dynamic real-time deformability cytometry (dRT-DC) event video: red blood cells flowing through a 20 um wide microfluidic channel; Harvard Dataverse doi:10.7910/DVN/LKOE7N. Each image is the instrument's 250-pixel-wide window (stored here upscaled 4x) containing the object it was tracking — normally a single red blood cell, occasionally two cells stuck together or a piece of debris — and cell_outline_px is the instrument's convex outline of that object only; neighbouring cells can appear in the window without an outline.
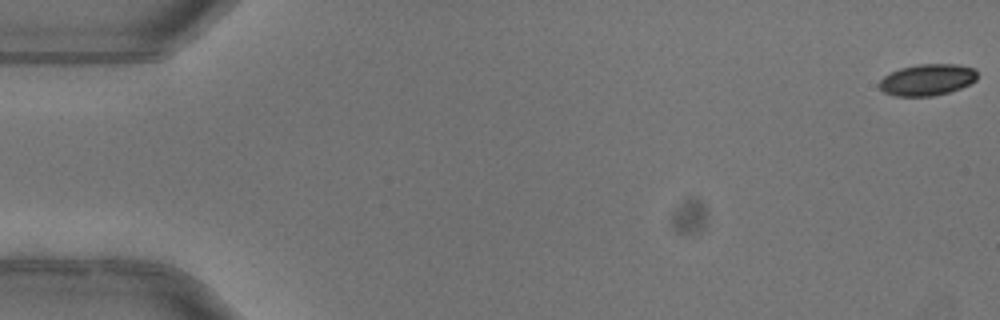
{"species": "common noctule bat (a hibernating species)", "species_latin": "Nyctalus noctula", "temperature_condition": "warm", "stored_images_in_passage": 5, "camera_frame_rate_fps": 3000, "um_per_image_px": 0.085, "animal": {"sex": "female"}, "frame": {"image": 1, "passage_image": 1, "time_ms": 0.0, "image_size_px": [1000, 320], "cell_outline_px": [[976, 80], [960, 88], [948, 92], [932, 96], [896, 96], [884, 92], [880, 88], [880, 80], [884, 76], [900, 68], [916, 64], [956, 64], [976, 68]], "centroid_in_image_um": [78.82, 6.77], "position_along_channel_um": 6.2, "area_um2": 17.86}}
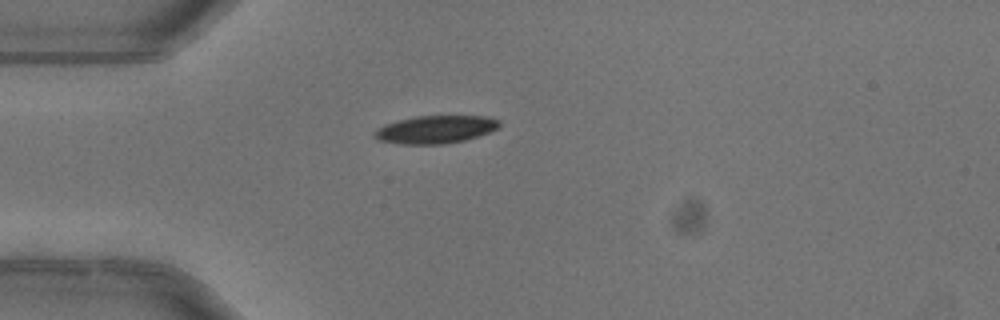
{"frame": {"image": 2, "passage_image": 5, "time_ms": 1.333, "image_size_px": [1000, 320], "cell_outline_px": [[500, 124], [496, 128], [488, 132], [464, 140], [444, 144], [400, 144], [380, 140], [372, 136], [372, 132], [384, 124], [416, 116], [488, 116], [500, 120]], "centroid_in_image_um": [36.98, 11.0], "position_along_channel_um": 48.0, "area_um2": 20.11}}